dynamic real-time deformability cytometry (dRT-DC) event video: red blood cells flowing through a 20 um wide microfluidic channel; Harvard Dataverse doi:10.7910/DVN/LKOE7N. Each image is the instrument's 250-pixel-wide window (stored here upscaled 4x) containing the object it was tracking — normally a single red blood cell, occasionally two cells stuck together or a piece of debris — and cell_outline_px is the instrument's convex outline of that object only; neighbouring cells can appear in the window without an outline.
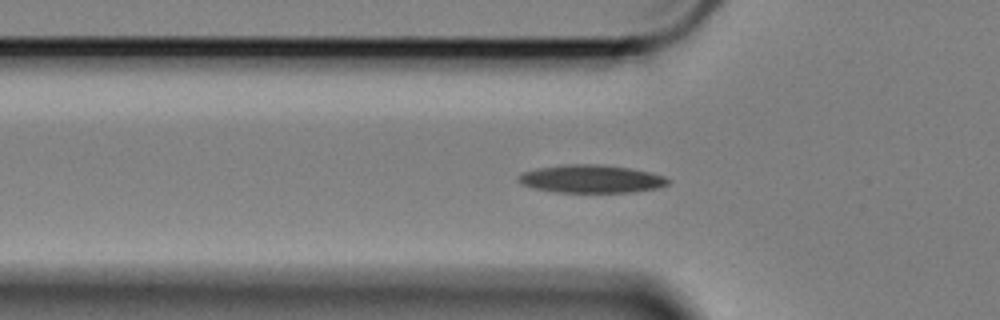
{"species": "Egyptian fruit bat (a non-hibernating species)", "species_latin": "Rousettus aegyptiacus", "temperature_condition": "cold", "stored_images_in_passage": 48, "camera_frame_rate_fps": 3000, "um_per_image_px": 0.085, "animal": {"sex": "female"}, "frame": {"image": 1, "passage_image": 14, "time_ms": 4.333, "image_size_px": [1000, 320], "cell_outline_px": [[672, 180], [668, 184], [660, 188], [636, 192], [556, 192], [532, 188], [520, 184], [516, 180], [516, 176], [524, 172], [536, 168], [568, 164], [600, 164], [632, 168], [652, 172], [664, 176]], "centroid_in_image_um": [50.28, 15.21], "position_along_channel_um": 75.5, "area_um2": 24.85}}
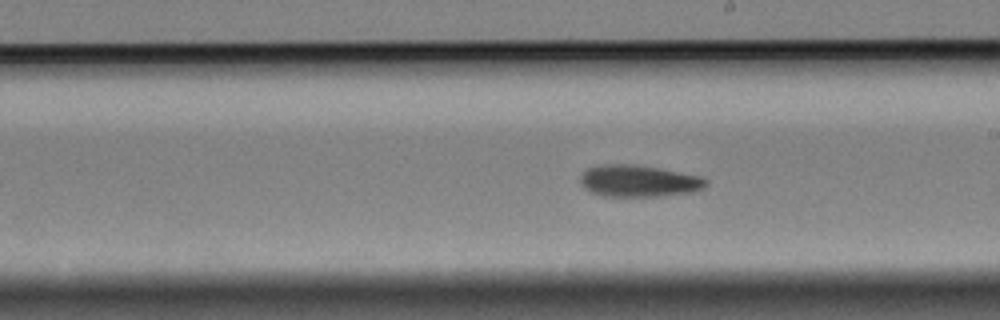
{"frame": {"image": 2, "passage_image": 28, "time_ms": 9.0, "image_size_px": [1000, 320], "cell_outline_px": [[708, 184], [704, 188], [692, 192], [664, 196], [604, 196], [592, 192], [584, 188], [580, 184], [580, 176], [588, 168], [600, 164], [636, 164], [704, 176], [708, 180]], "centroid_in_image_um": [54.33, 15.38], "position_along_channel_um": 234.7, "area_um2": 23.58}}
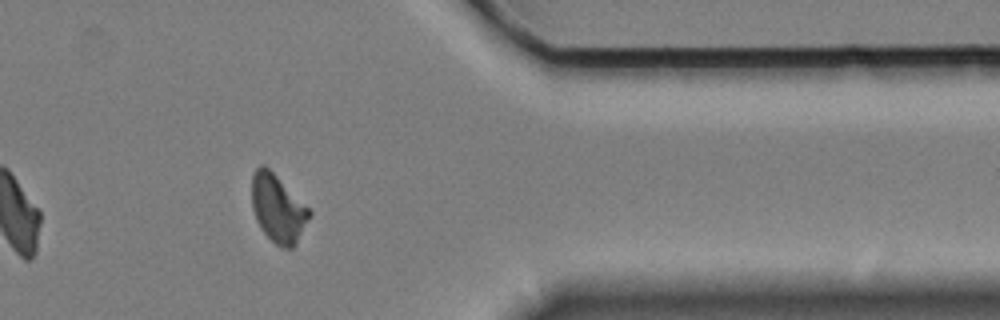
{"frame": {"image": 3, "passage_image": 43, "time_ms": 14.0, "image_size_px": [1000, 320], "cell_outline_px": [[312, 216], [296, 244], [292, 248], [280, 248], [260, 228], [256, 220], [252, 208], [252, 176], [256, 168], [260, 164], [264, 164], [312, 212]], "centroid_in_image_um": [23.62, 17.75], "position_along_channel_um": 387.8, "area_um2": 22.54}, "authors_computed_cell_mechanics": {"area_um2": 23.0044, "velocity_mm_per_s": 3.396, "shape_relaxation_time_tau1_ms": 8.0028, "shape_relaxation_time_tau2_ms": 6.8297, "deformation_change_tau1": 0.1654, "deformation_change_tau2": 0.1243}}